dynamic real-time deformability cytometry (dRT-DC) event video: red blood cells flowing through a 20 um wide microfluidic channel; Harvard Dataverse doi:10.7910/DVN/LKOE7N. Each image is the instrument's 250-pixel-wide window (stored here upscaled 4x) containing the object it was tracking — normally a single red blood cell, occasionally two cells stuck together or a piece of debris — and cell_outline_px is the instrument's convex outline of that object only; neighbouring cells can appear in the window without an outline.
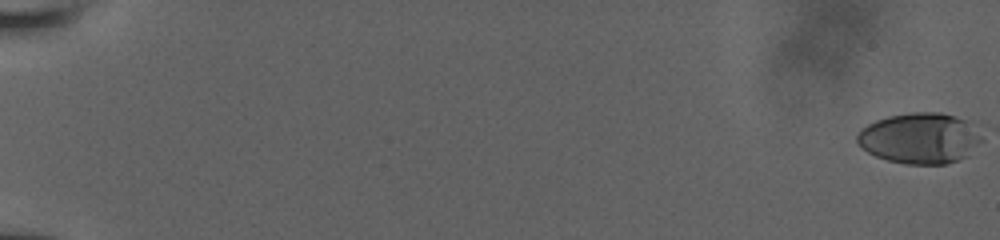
{"species": "human", "species_latin": "Homo sapiens", "temperature_condition": "room temperature", "stored_images_in_passage": 58, "camera_frame_rate_fps": 3000, "um_per_image_px": 0.085, "donor": {"sex": "male"}, "frame": {"image": 1, "passage_image": 1, "time_ms": 0.0, "image_size_px": [1000, 240], "cell_outline_px": [[984, 140], [968, 156], [944, 164], [908, 164], [888, 160], [876, 156], [868, 152], [856, 140], [856, 136], [860, 128], [876, 120], [888, 116], [912, 112], [940, 112], [956, 116], [968, 120]], "centroid_in_image_um": [78.2, 11.74], "position_along_channel_um": 6.8, "area_um2": 36.93}}
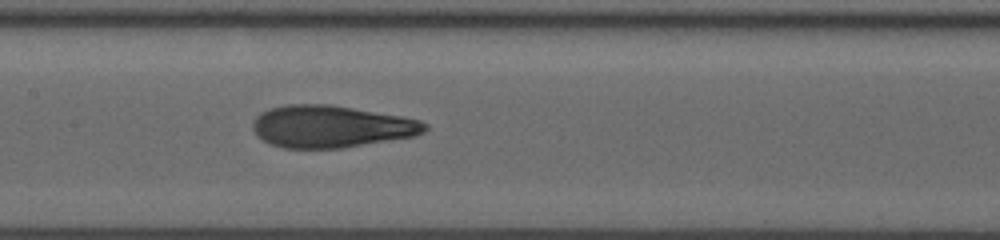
{"frame": {"image": 2, "passage_image": 32, "time_ms": 10.333, "image_size_px": [1000, 240], "cell_outline_px": [[428, 128], [424, 132], [416, 136], [340, 148], [284, 148], [268, 144], [256, 136], [252, 128], [252, 124], [256, 116], [260, 112], [272, 108], [288, 104], [328, 104], [400, 116], [420, 120], [428, 124]], "centroid_in_image_um": [28.11, 10.76], "position_along_channel_um": 179.3, "area_um2": 42.25}}
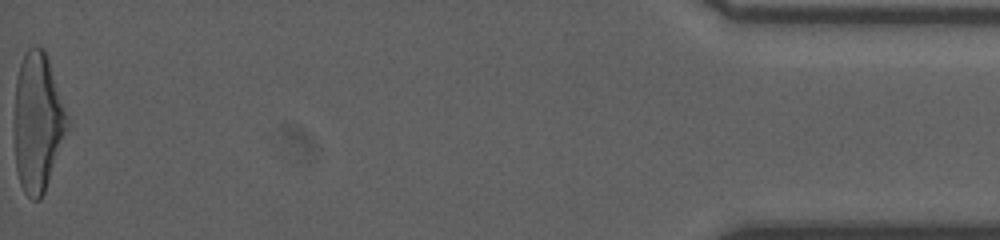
{"frame": {"image": 3, "passage_image": 58, "time_ms": 19.0, "image_size_px": [1000, 240], "cell_outline_px": [[68, 124], [44, 192], [40, 200], [32, 200], [24, 192], [20, 184], [16, 172], [12, 136], [12, 128], [16, 80], [20, 64], [24, 52], [32, 44], [36, 44], [44, 48], [68, 116]], "centroid_in_image_um": [3.13, 10.36], "position_along_channel_um": 432.1, "area_um2": 43.29}, "authors_computed_cell_mechanics": {"area_um2": 41.2403, "velocity_mm_per_s": 3.9367, "shape_relaxation_time_tau1_ms": 7.8407, "shape_relaxation_time_tau2_ms": 1.196, "deformation_change_tau1": 0.2708, "deformation_change_tau2": 0.0976}}